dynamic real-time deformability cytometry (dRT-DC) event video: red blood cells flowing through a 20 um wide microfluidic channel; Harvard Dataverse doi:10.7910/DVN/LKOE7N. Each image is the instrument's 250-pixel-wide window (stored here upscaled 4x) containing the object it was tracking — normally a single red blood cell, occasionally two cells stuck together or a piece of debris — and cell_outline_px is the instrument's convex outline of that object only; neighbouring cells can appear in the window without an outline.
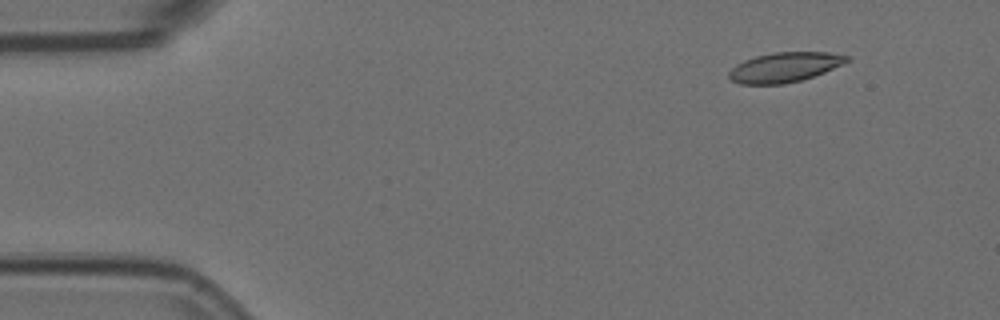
{"species": "Egyptian fruit bat (a non-hibernating species)", "species_latin": "Rousettus aegyptiacus", "temperature_condition": "room temperature", "stored_images_in_passage": 4, "camera_frame_rate_fps": 3000, "um_per_image_px": 0.085, "animal": {"sex": "female"}, "frame": {"image": 1, "passage_image": 1, "time_ms": 0.0, "image_size_px": [1000, 320], "cell_outline_px": [[852, 60], [824, 72], [800, 80], [780, 84], [740, 84], [732, 80], [728, 76], [728, 72], [736, 64], [744, 60], [756, 56], [772, 52], [828, 52], [852, 56]], "centroid_in_image_um": [66.71, 5.7], "position_along_channel_um": 18.3, "area_um2": 20.46}}
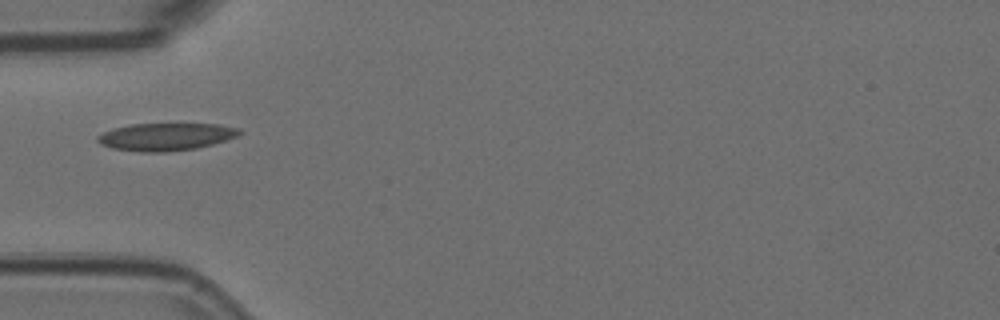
{"frame": {"image": 2, "passage_image": 4, "time_ms": 1.0, "image_size_px": [1000, 320], "cell_outline_px": [[244, 132], [236, 136], [212, 144], [196, 148], [164, 152], [140, 152], [112, 148], [100, 144], [96, 140], [96, 136], [112, 128], [128, 124], [216, 124], [240, 128]], "centroid_in_image_um": [14.06, 11.62], "position_along_channel_um": 70.9, "area_um2": 22.77}}